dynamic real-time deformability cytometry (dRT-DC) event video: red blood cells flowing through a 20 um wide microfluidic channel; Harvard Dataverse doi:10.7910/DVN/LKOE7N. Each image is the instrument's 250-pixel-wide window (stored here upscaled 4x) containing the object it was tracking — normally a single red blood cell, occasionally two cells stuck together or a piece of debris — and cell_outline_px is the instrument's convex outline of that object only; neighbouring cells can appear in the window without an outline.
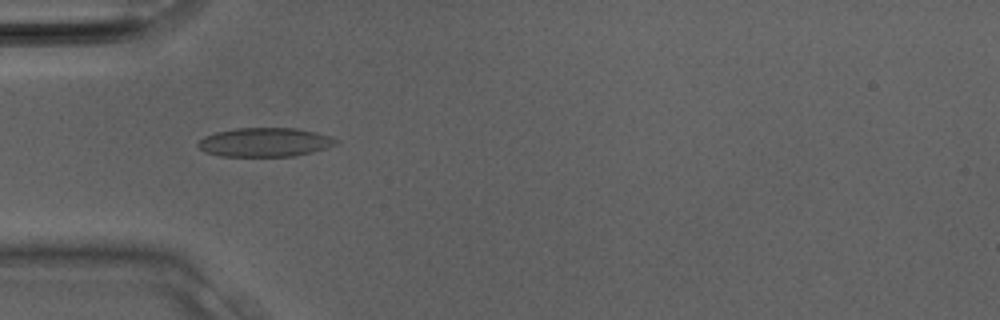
{"species": "Egyptian fruit bat (a non-hibernating species)", "species_latin": "Rousettus aegyptiacus", "temperature_condition": "room temperature", "stored_images_in_passage": 12, "camera_frame_rate_fps": 3000, "um_per_image_px": 0.085, "animal": {"sex": "male"}, "frame": {"image": 1, "passage_image": 1, "time_ms": 0.0, "image_size_px": [1000, 320], "cell_outline_px": [[340, 140], [336, 144], [312, 152], [292, 156], [220, 156], [204, 152], [196, 144], [204, 136], [216, 132], [236, 128], [300, 128], [332, 136]], "centroid_in_image_um": [22.52, 12.08], "position_along_channel_um": 62.5, "area_um2": 23.35}}
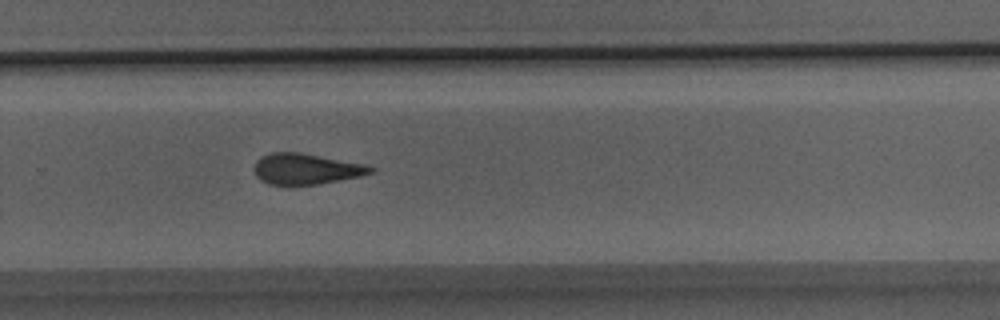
{"frame": {"image": 2, "passage_image": 12, "time_ms": 3.667, "image_size_px": [1000, 320], "cell_outline_px": [[376, 168], [372, 172], [360, 176], [340, 180], [296, 188], [284, 188], [268, 184], [260, 180], [256, 176], [252, 168], [256, 160], [272, 152], [300, 152], [364, 164]], "centroid_in_image_um": [25.93, 14.41], "position_along_channel_um": 303.9, "area_um2": 21.68}}